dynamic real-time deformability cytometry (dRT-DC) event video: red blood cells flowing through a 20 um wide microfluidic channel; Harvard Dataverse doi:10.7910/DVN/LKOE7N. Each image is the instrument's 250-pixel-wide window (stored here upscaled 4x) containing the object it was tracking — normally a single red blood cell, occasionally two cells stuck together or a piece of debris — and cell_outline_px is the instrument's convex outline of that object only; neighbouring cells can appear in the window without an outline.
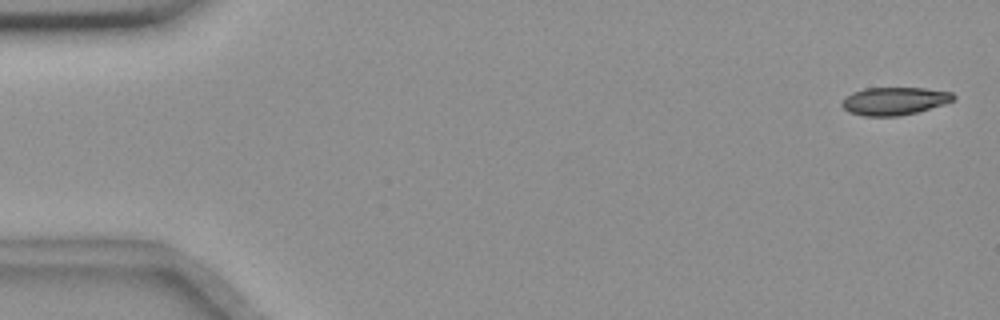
{"species": "common noctule bat (a hibernating species)", "species_latin": "Nyctalus noctula", "temperature_condition": "room temperature", "stored_images_in_passage": 56, "camera_frame_rate_fps": 3000, "um_per_image_px": 0.085, "animal": {"sex": "female", "body_mass_g": 18.4}, "frame": {"image": 1, "passage_image": 2, "time_ms": 0.333, "image_size_px": [1000, 320], "cell_outline_px": [[956, 100], [944, 104], [916, 112], [900, 116], [864, 116], [848, 112], [840, 104], [852, 92], [864, 88], [924, 88], [952, 92], [956, 96]], "centroid_in_image_um": [76.04, 8.59], "position_along_channel_um": 9.0, "area_um2": 18.09}}
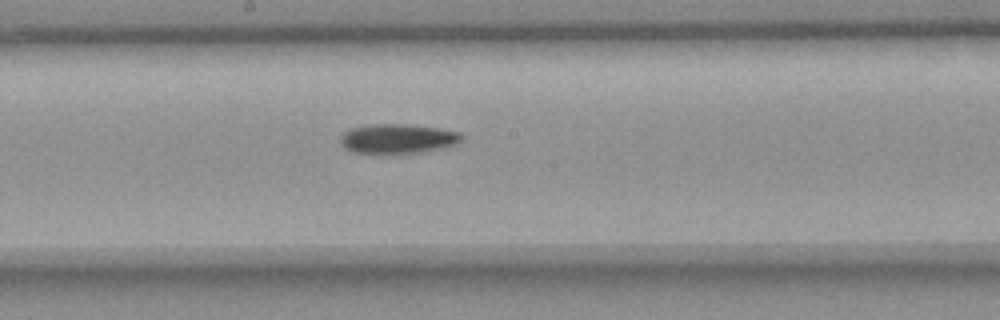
{"frame": {"image": 2, "passage_image": 30, "time_ms": 9.667, "image_size_px": [1000, 320], "cell_outline_px": [[464, 140], [460, 144], [444, 148], [424, 152], [352, 152], [344, 148], [340, 144], [340, 136], [344, 132], [352, 128], [368, 124], [404, 124], [436, 128], [460, 132], [464, 136]], "centroid_in_image_um": [33.86, 11.78], "position_along_channel_um": 214.3, "area_um2": 20.87}}
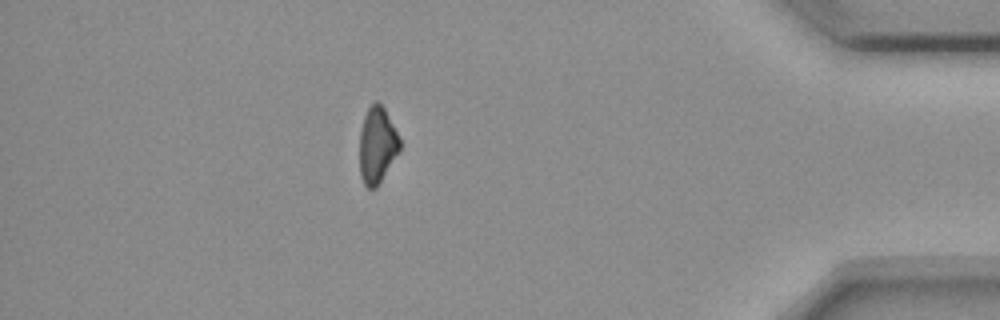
{"frame": {"image": 3, "passage_image": 49, "time_ms": 16.0, "image_size_px": [1000, 320], "cell_outline_px": [[400, 152], [376, 188], [368, 188], [364, 184], [360, 176], [360, 128], [364, 116], [368, 108], [376, 100], [384, 108], [400, 140]], "centroid_in_image_um": [32.05, 12.36], "position_along_channel_um": 403.1, "area_um2": 17.8}, "authors_computed_cell_mechanics": {"area_um2": 19.5653, "velocity_mm_per_s": 3.6784, "shape_relaxation_time_tau1_ms": 9.4664, "shape_relaxation_time_tau2_ms": null, "deformation_change_tau1": 0.1989, "deformation_change_tau2": null}}